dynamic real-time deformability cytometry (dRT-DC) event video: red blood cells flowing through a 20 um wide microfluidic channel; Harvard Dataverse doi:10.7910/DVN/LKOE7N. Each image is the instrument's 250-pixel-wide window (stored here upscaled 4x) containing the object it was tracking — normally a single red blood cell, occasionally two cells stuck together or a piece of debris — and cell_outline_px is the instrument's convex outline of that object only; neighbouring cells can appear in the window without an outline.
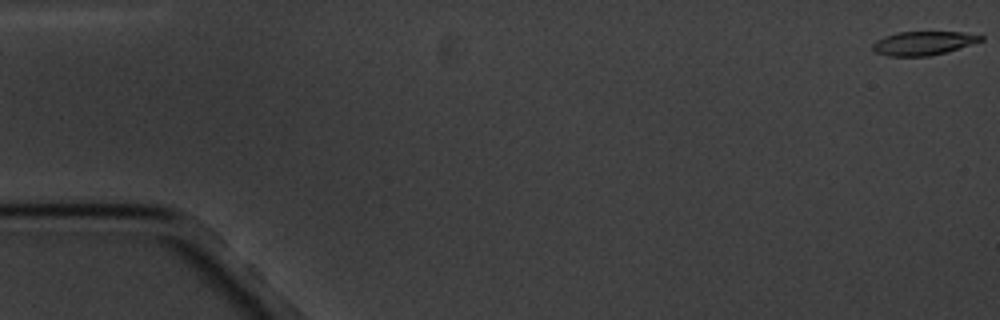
{"species": "common noctule bat (a hibernating species)", "species_latin": "Nyctalus noctula", "temperature_condition": "cold", "stored_images_in_passage": 6, "camera_frame_rate_fps": 3000, "um_per_image_px": 0.085, "animal": {"sex": "male", "body_mass_g": 20.1, "forearm_length_mm": 53.5}, "frame": {"image": 1, "passage_image": 1, "time_ms": 0.0, "image_size_px": [1000, 320], "cell_outline_px": [[984, 40], [944, 52], [928, 56], [888, 56], [876, 52], [872, 48], [872, 44], [876, 40], [884, 36], [896, 32], [964, 32], [984, 36]], "centroid_in_image_um": [78.45, 3.66], "position_along_channel_um": 6.6, "area_um2": 14.85}}